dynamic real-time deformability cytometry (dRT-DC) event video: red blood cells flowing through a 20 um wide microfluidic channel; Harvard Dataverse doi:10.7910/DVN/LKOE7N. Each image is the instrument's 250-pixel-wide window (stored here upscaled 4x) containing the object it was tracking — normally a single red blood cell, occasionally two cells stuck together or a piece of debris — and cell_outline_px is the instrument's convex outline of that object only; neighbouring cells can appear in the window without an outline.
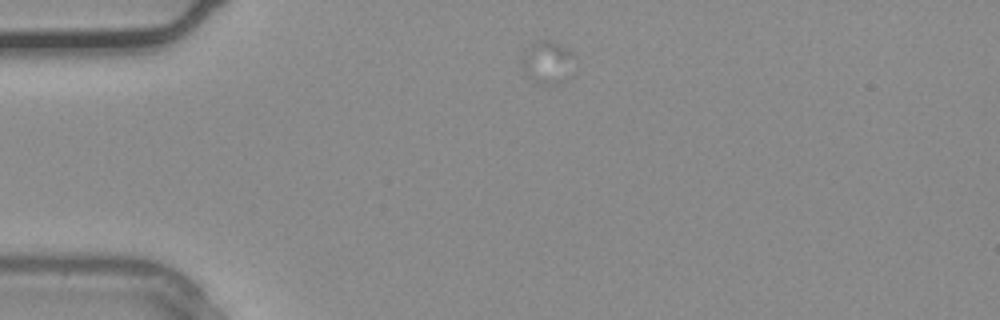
{"species": "common noctule bat (a hibernating species)", "species_latin": "Nyctalus noctula", "temperature_condition": "warm", "stored_images_in_passage": 13, "camera_frame_rate_fps": 3000, "um_per_image_px": 0.085, "animal": {"sex": "male", "body_mass_g": 20.4}, "frame": {"image": 1, "passage_image": 1, "time_ms": 0.0, "image_size_px": [1000, 320], "cell_outline_px": [[572, 56], [564, 80], [552, 84], [536, 84], [520, 68], [520, 64], [524, 52], [532, 40], [548, 40], [572, 52]], "centroid_in_image_um": [46.38, 5.28], "position_along_channel_um": 38.6, "area_um2": 12.6}}
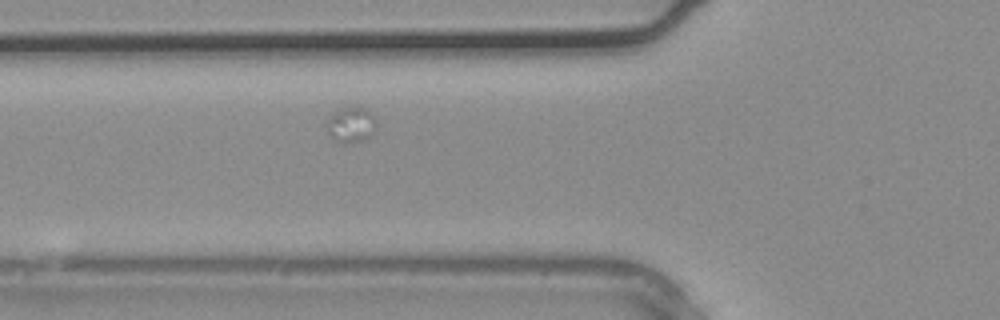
{"frame": {"image": 2, "passage_image": 7, "time_ms": 2.0, "image_size_px": [1000, 320], "cell_outline_px": [[376, 128], [364, 140], [344, 144], [340, 144], [332, 140], [324, 124], [328, 116], [340, 108], [348, 104], [360, 104], [368, 108], [376, 116]], "centroid_in_image_um": [29.82, 10.53], "position_along_channel_um": 96.0, "area_um2": 11.21}}